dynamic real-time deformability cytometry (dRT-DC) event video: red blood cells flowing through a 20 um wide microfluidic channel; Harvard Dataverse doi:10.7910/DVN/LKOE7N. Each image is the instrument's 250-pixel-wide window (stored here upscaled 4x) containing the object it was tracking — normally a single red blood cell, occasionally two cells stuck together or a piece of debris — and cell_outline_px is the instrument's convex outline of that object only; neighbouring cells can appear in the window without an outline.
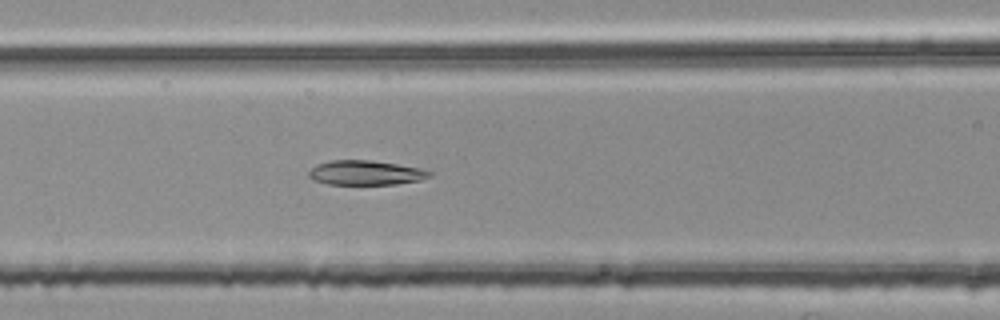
{"species": "common noctule bat (a hibernating species)", "species_latin": "Nyctalus noctula", "temperature_condition": "room temperature", "stored_images_in_passage": 36, "camera_frame_rate_fps": 3000, "um_per_image_px": 0.085, "animal": {"sex": "female", "body_mass_g": 25.1}, "frame": {"image": 1, "passage_image": 11, "time_ms": 3.333, "image_size_px": [1000, 320], "cell_outline_px": [[432, 176], [420, 180], [396, 184], [328, 184], [316, 180], [308, 176], [308, 172], [316, 164], [332, 160], [368, 160], [396, 164], [420, 168], [432, 172]], "centroid_in_image_um": [31.09, 14.68], "position_along_channel_um": 135.5, "area_um2": 17.11}}
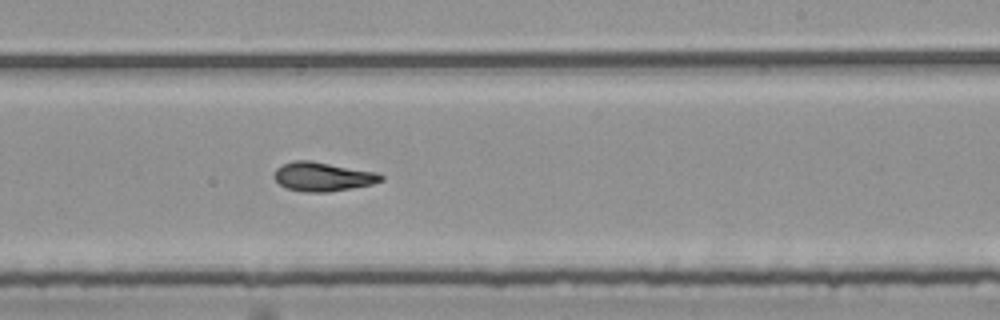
{"frame": {"image": 2, "passage_image": 21, "time_ms": 6.667, "image_size_px": [1000, 320], "cell_outline_px": [[384, 180], [372, 184], [328, 192], [304, 192], [288, 188], [280, 184], [276, 180], [276, 168], [284, 164], [296, 160], [308, 160], [376, 172], [384, 176]], "centroid_in_image_um": [27.47, 15.02], "position_along_channel_um": 261.5, "area_um2": 17.69}}
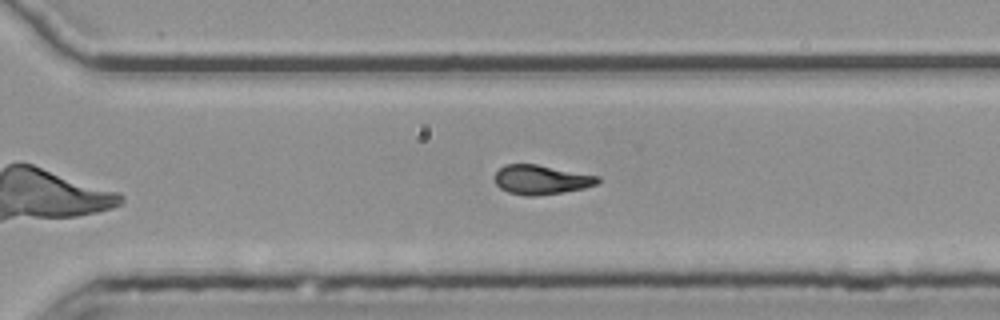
{"frame": {"image": 3, "passage_image": 26, "time_ms": 8.333, "image_size_px": [1000, 320], "cell_outline_px": [[600, 180], [596, 184], [584, 188], [564, 192], [536, 196], [524, 196], [508, 192], [500, 188], [496, 184], [496, 172], [504, 164], [536, 164], [600, 176]], "centroid_in_image_um": [46.01, 15.28], "position_along_channel_um": 324.6, "area_um2": 17.63}, "authors_computed_cell_mechanics": {"area_um2": 17.9758, "velocity_mm_per_s": 3.7922, "shape_relaxation_time_tau1_ms": 4.0487, "shape_relaxation_time_tau2_ms": 2.1419, "deformation_change_tau1": 0.1535, "deformation_change_tau2": 0.0851}}